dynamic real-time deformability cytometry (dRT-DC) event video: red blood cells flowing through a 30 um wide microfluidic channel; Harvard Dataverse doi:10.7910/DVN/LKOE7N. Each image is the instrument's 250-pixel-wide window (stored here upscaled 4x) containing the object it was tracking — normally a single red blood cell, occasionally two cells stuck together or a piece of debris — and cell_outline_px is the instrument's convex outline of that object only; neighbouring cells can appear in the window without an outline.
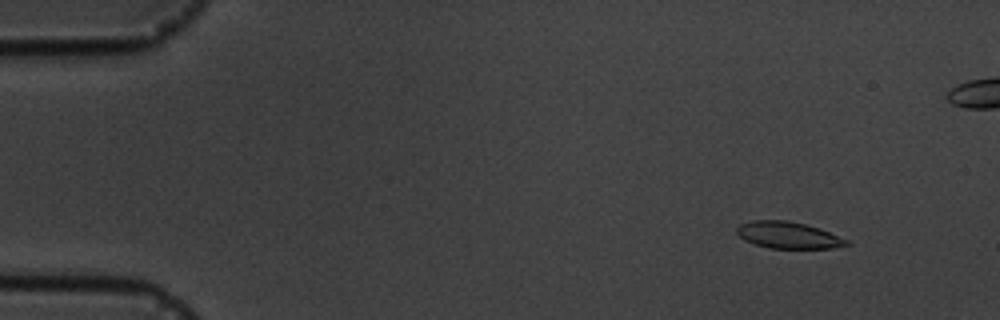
{"species": "common noctule bat (a hibernating species)", "species_latin": "Nyctalus noctula", "temperature_condition": "cold", "stored_images_in_passage": 5, "camera_frame_rate_fps": 3000, "um_per_image_px": 0.085, "animal": {"sex": "male", "body_mass_g": 19.5, "forearm_length_mm": 54.6}, "frame": {"image": 1, "passage_image": 2, "time_ms": 1.333, "image_size_px": [1000, 320], "cell_outline_px": [[852, 244], [832, 248], [768, 248], [744, 240], [736, 232], [736, 228], [740, 224], [752, 220], [788, 220], [820, 228], [848, 240]], "centroid_in_image_um": [67.0, 19.98], "position_along_channel_um": 18.0, "area_um2": 17.05}}
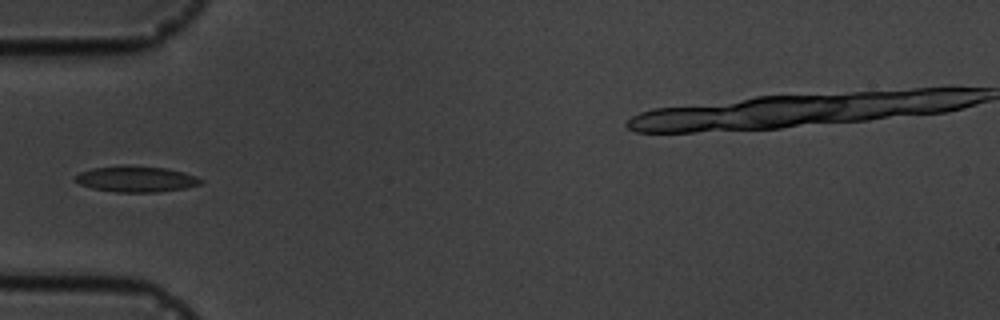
{"frame": {"image": 2, "passage_image": 5, "time_ms": 5.667, "image_size_px": [1000, 320], "cell_outline_px": [[204, 180], [200, 184], [184, 188], [156, 192], [116, 192], [92, 188], [80, 184], [76, 180], [76, 176], [80, 172], [92, 168], [124, 164], [128, 164], [168, 168], [184, 172], [196, 176]], "centroid_in_image_um": [11.58, 15.19], "position_along_channel_um": 73.4, "area_um2": 19.13}}